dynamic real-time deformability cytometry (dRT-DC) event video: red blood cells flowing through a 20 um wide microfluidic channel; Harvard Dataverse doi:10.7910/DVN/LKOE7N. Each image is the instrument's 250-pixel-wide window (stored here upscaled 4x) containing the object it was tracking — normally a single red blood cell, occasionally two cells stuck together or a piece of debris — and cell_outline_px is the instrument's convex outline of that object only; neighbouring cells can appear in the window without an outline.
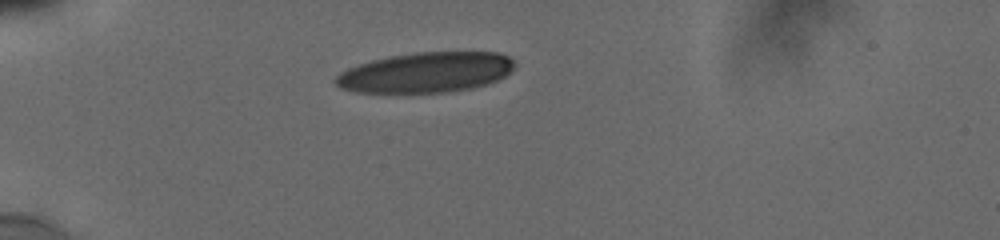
{"species": "human", "species_latin": "Homo sapiens", "temperature_condition": "cold", "stored_images_in_passage": 2, "camera_frame_rate_fps": 3000, "um_per_image_px": 0.085, "donor": {"sex": "male"}, "frame": {"image": 1, "passage_image": 1, "time_ms": 0.0, "image_size_px": [1000, 240], "cell_outline_px": [[516, 64], [504, 76], [488, 84], [472, 88], [444, 92], [352, 92], [340, 88], [332, 80], [340, 72], [348, 68], [372, 60], [392, 56], [416, 52], [500, 52], [516, 60]], "centroid_in_image_um": [36.2, 6.15], "position_along_channel_um": 48.8, "area_um2": 41.96}}